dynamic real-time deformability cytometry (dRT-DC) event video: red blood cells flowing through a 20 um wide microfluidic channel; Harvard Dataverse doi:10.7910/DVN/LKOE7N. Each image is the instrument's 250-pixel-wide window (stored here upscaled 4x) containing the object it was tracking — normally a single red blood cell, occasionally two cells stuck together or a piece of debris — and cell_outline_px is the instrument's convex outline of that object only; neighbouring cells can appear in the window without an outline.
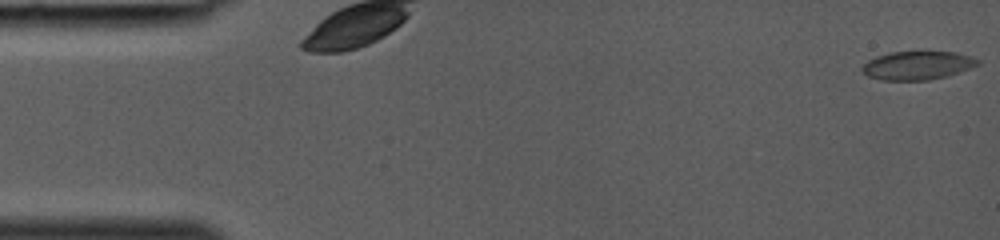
{"species": "common noctule bat (a hibernating species)", "species_latin": "Nyctalus noctula", "temperature_condition": "room temperature", "stored_images_in_passage": 35, "camera_frame_rate_fps": 3000, "um_per_image_px": 0.085, "animal": {"sex": "female", "body_mass_g": 19.0, "forearm_length_mm": 53.3}, "frame": {"image": 1, "passage_image": 1, "time_ms": 0.0, "image_size_px": [1000, 240], "cell_outline_px": [[980, 64], [960, 72], [948, 76], [928, 80], [880, 80], [868, 76], [860, 68], [868, 60], [876, 56], [888, 52], [956, 52], [972, 56], [980, 60]], "centroid_in_image_um": [78.0, 5.56], "position_along_channel_um": 7.0, "area_um2": 19.31}}
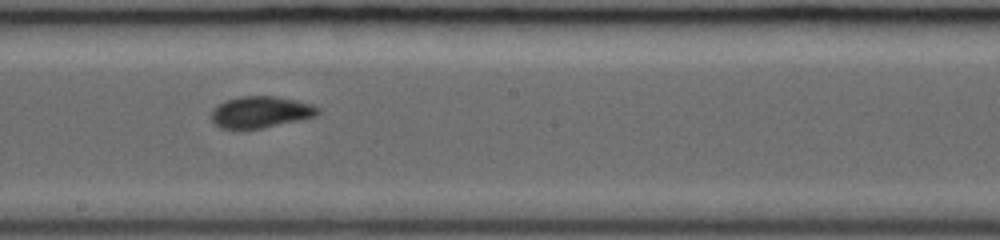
{"frame": {"image": 2, "passage_image": 22, "time_ms": 7.0, "image_size_px": [1000, 240], "cell_outline_px": [[320, 112], [316, 116], [304, 120], [264, 128], [220, 128], [212, 120], [212, 108], [228, 100], [240, 96], [276, 96], [296, 100], [312, 104], [320, 108]], "centroid_in_image_um": [22.22, 9.53], "position_along_channel_um": 226.0, "area_um2": 19.65}}
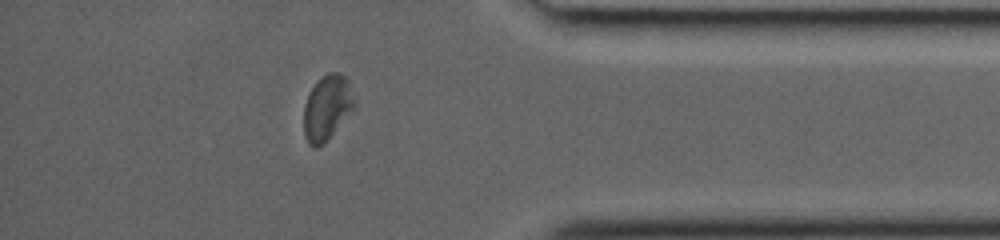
{"frame": {"image": 3, "passage_image": 33, "time_ms": 10.667, "image_size_px": [1000, 240], "cell_outline_px": [[356, 108], [324, 144], [316, 148], [308, 144], [304, 132], [304, 104], [308, 92], [316, 80], [328, 72], [340, 72], [348, 80], [356, 100]], "centroid_in_image_um": [27.82, 9.14], "position_along_channel_um": 407.4, "area_um2": 19.77}}